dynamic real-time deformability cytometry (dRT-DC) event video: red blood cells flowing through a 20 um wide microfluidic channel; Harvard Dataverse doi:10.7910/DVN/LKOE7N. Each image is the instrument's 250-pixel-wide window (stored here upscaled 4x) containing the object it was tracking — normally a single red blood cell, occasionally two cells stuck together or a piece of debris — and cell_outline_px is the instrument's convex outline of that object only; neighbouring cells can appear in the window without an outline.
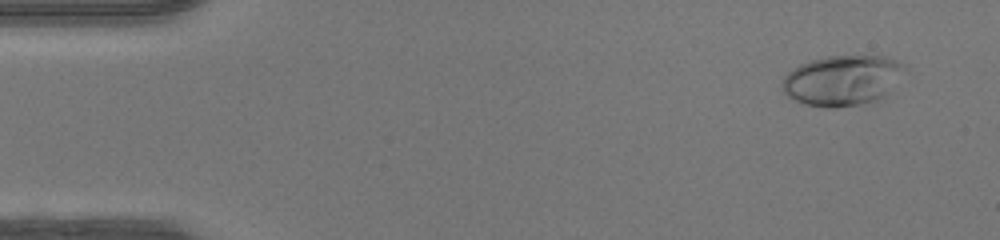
{"species": "human", "species_latin": "Homo sapiens", "temperature_condition": "warm", "stored_images_in_passage": 49, "camera_frame_rate_fps": 3000, "um_per_image_px": 0.085, "donor": {"sex": "female"}, "frame": {"image": 1, "passage_image": 4, "time_ms": 1.0, "image_size_px": [1000, 240], "cell_outline_px": [[908, 68], [884, 96], [876, 100], [860, 104], [836, 108], [828, 108], [808, 104], [796, 100], [788, 96], [780, 88], [780, 84], [784, 76], [788, 72], [800, 64], [812, 60], [828, 56], [884, 56], [896, 60], [904, 64]], "centroid_in_image_um": [71.59, 6.82], "position_along_channel_um": 13.4, "area_um2": 35.84}}
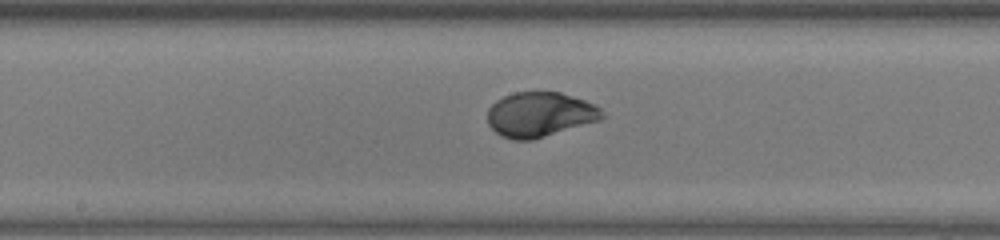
{"frame": {"image": 2, "passage_image": 26, "time_ms": 8.333, "image_size_px": [1000, 240], "cell_outline_px": [[608, 116], [600, 120], [532, 140], [512, 140], [500, 136], [488, 124], [488, 108], [496, 100], [504, 96], [516, 92], [560, 92], [596, 104]], "centroid_in_image_um": [45.91, 9.74], "position_along_channel_um": 202.3, "area_um2": 30.06}}
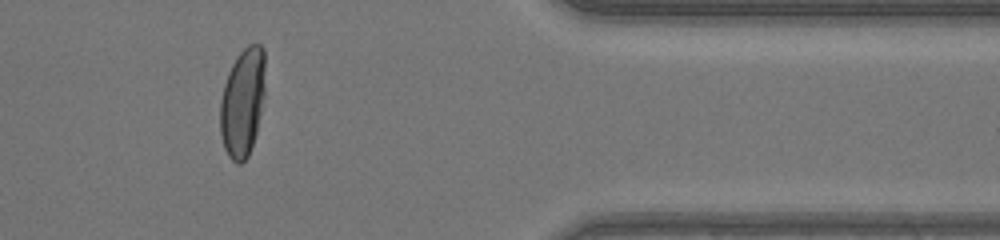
{"frame": {"image": 3, "passage_image": 41, "time_ms": 13.333, "image_size_px": [1000, 240], "cell_outline_px": [[264, 96], [256, 132], [248, 156], [240, 164], [236, 164], [228, 156], [224, 148], [220, 136], [220, 100], [224, 84], [228, 72], [236, 56], [248, 44], [260, 44], [264, 48]], "centroid_in_image_um": [20.6, 8.69], "position_along_channel_um": 390.8, "area_um2": 28.55}, "authors_computed_cell_mechanics": {"area_um2": 30.1138, "velocity_mm_per_s": 4.2536, "shape_relaxation_time_tau1_ms": 3.8749, "shape_relaxation_time_tau2_ms": null, "deformation_change_tau1": 0.2214, "deformation_change_tau2": null}}